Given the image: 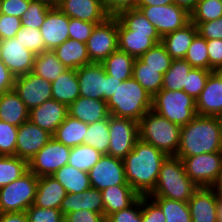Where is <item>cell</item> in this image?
I'll use <instances>...</instances> for the list:
<instances>
[{
	"instance_id": "c3c4849f",
	"label": "cell",
	"mask_w": 222,
	"mask_h": 222,
	"mask_svg": "<svg viewBox=\"0 0 222 222\" xmlns=\"http://www.w3.org/2000/svg\"><path fill=\"white\" fill-rule=\"evenodd\" d=\"M212 72L213 71L211 70L202 68H192L188 74L186 86L183 87V91L192 96L194 99H197V97L201 94V91L204 89L206 81Z\"/></svg>"
},
{
	"instance_id": "db71d44e",
	"label": "cell",
	"mask_w": 222,
	"mask_h": 222,
	"mask_svg": "<svg viewBox=\"0 0 222 222\" xmlns=\"http://www.w3.org/2000/svg\"><path fill=\"white\" fill-rule=\"evenodd\" d=\"M142 222H166L161 208L149 196H142Z\"/></svg>"
},
{
	"instance_id": "1f68e13d",
	"label": "cell",
	"mask_w": 222,
	"mask_h": 222,
	"mask_svg": "<svg viewBox=\"0 0 222 222\" xmlns=\"http://www.w3.org/2000/svg\"><path fill=\"white\" fill-rule=\"evenodd\" d=\"M52 176L64 187L67 194L80 193L91 188L89 174L69 164L61 167Z\"/></svg>"
},
{
	"instance_id": "277c9868",
	"label": "cell",
	"mask_w": 222,
	"mask_h": 222,
	"mask_svg": "<svg viewBox=\"0 0 222 222\" xmlns=\"http://www.w3.org/2000/svg\"><path fill=\"white\" fill-rule=\"evenodd\" d=\"M198 188L186 174L182 160L168 156L161 166L154 189L147 196L188 202Z\"/></svg>"
},
{
	"instance_id": "52a82bcc",
	"label": "cell",
	"mask_w": 222,
	"mask_h": 222,
	"mask_svg": "<svg viewBox=\"0 0 222 222\" xmlns=\"http://www.w3.org/2000/svg\"><path fill=\"white\" fill-rule=\"evenodd\" d=\"M38 177L28 170L19 179L0 188V213L25 212L35 200Z\"/></svg>"
},
{
	"instance_id": "5b68a950",
	"label": "cell",
	"mask_w": 222,
	"mask_h": 222,
	"mask_svg": "<svg viewBox=\"0 0 222 222\" xmlns=\"http://www.w3.org/2000/svg\"><path fill=\"white\" fill-rule=\"evenodd\" d=\"M139 139L152 144L167 156H176L181 127L149 110L138 121Z\"/></svg>"
},
{
	"instance_id": "6f0895ef",
	"label": "cell",
	"mask_w": 222,
	"mask_h": 222,
	"mask_svg": "<svg viewBox=\"0 0 222 222\" xmlns=\"http://www.w3.org/2000/svg\"><path fill=\"white\" fill-rule=\"evenodd\" d=\"M31 0H0V12L8 16L23 18Z\"/></svg>"
},
{
	"instance_id": "cb8c5ba5",
	"label": "cell",
	"mask_w": 222,
	"mask_h": 222,
	"mask_svg": "<svg viewBox=\"0 0 222 222\" xmlns=\"http://www.w3.org/2000/svg\"><path fill=\"white\" fill-rule=\"evenodd\" d=\"M68 115L86 124H92L107 118L110 114L106 101L80 96L68 106Z\"/></svg>"
},
{
	"instance_id": "e7e4bbea",
	"label": "cell",
	"mask_w": 222,
	"mask_h": 222,
	"mask_svg": "<svg viewBox=\"0 0 222 222\" xmlns=\"http://www.w3.org/2000/svg\"><path fill=\"white\" fill-rule=\"evenodd\" d=\"M0 222H28L25 212L0 213Z\"/></svg>"
},
{
	"instance_id": "7bdbcfd3",
	"label": "cell",
	"mask_w": 222,
	"mask_h": 222,
	"mask_svg": "<svg viewBox=\"0 0 222 222\" xmlns=\"http://www.w3.org/2000/svg\"><path fill=\"white\" fill-rule=\"evenodd\" d=\"M184 59L193 67V68H202L209 70V54L207 49L206 40L197 34Z\"/></svg>"
},
{
	"instance_id": "f907efd6",
	"label": "cell",
	"mask_w": 222,
	"mask_h": 222,
	"mask_svg": "<svg viewBox=\"0 0 222 222\" xmlns=\"http://www.w3.org/2000/svg\"><path fill=\"white\" fill-rule=\"evenodd\" d=\"M105 222H142V196L128 208L109 215Z\"/></svg>"
},
{
	"instance_id": "681fc988",
	"label": "cell",
	"mask_w": 222,
	"mask_h": 222,
	"mask_svg": "<svg viewBox=\"0 0 222 222\" xmlns=\"http://www.w3.org/2000/svg\"><path fill=\"white\" fill-rule=\"evenodd\" d=\"M25 213L28 222H64L60 209L42 208L32 204Z\"/></svg>"
},
{
	"instance_id": "e575fe53",
	"label": "cell",
	"mask_w": 222,
	"mask_h": 222,
	"mask_svg": "<svg viewBox=\"0 0 222 222\" xmlns=\"http://www.w3.org/2000/svg\"><path fill=\"white\" fill-rule=\"evenodd\" d=\"M132 77L152 97L162 89L163 74L159 73V69L148 67L140 58L135 59Z\"/></svg>"
},
{
	"instance_id": "d6986e66",
	"label": "cell",
	"mask_w": 222,
	"mask_h": 222,
	"mask_svg": "<svg viewBox=\"0 0 222 222\" xmlns=\"http://www.w3.org/2000/svg\"><path fill=\"white\" fill-rule=\"evenodd\" d=\"M69 20L58 7H51L40 27L45 50H54L69 39Z\"/></svg>"
},
{
	"instance_id": "603a6c76",
	"label": "cell",
	"mask_w": 222,
	"mask_h": 222,
	"mask_svg": "<svg viewBox=\"0 0 222 222\" xmlns=\"http://www.w3.org/2000/svg\"><path fill=\"white\" fill-rule=\"evenodd\" d=\"M118 49L134 58H140L155 44L161 42V37H150V33L133 32L128 30L117 19Z\"/></svg>"
},
{
	"instance_id": "be15d7a7",
	"label": "cell",
	"mask_w": 222,
	"mask_h": 222,
	"mask_svg": "<svg viewBox=\"0 0 222 222\" xmlns=\"http://www.w3.org/2000/svg\"><path fill=\"white\" fill-rule=\"evenodd\" d=\"M15 75L0 60V95L14 89Z\"/></svg>"
},
{
	"instance_id": "484cf974",
	"label": "cell",
	"mask_w": 222,
	"mask_h": 222,
	"mask_svg": "<svg viewBox=\"0 0 222 222\" xmlns=\"http://www.w3.org/2000/svg\"><path fill=\"white\" fill-rule=\"evenodd\" d=\"M67 195L64 187L53 176L38 177V186L33 205L42 208L60 209Z\"/></svg>"
},
{
	"instance_id": "f546056e",
	"label": "cell",
	"mask_w": 222,
	"mask_h": 222,
	"mask_svg": "<svg viewBox=\"0 0 222 222\" xmlns=\"http://www.w3.org/2000/svg\"><path fill=\"white\" fill-rule=\"evenodd\" d=\"M52 99L69 106L80 97L76 70L66 69L51 83Z\"/></svg>"
},
{
	"instance_id": "d6a6232c",
	"label": "cell",
	"mask_w": 222,
	"mask_h": 222,
	"mask_svg": "<svg viewBox=\"0 0 222 222\" xmlns=\"http://www.w3.org/2000/svg\"><path fill=\"white\" fill-rule=\"evenodd\" d=\"M135 59L124 51L117 49L101 62L107 75L125 81L132 78Z\"/></svg>"
},
{
	"instance_id": "94428289",
	"label": "cell",
	"mask_w": 222,
	"mask_h": 222,
	"mask_svg": "<svg viewBox=\"0 0 222 222\" xmlns=\"http://www.w3.org/2000/svg\"><path fill=\"white\" fill-rule=\"evenodd\" d=\"M105 9L110 16H116L119 12L136 8L138 0H103Z\"/></svg>"
},
{
	"instance_id": "680465c9",
	"label": "cell",
	"mask_w": 222,
	"mask_h": 222,
	"mask_svg": "<svg viewBox=\"0 0 222 222\" xmlns=\"http://www.w3.org/2000/svg\"><path fill=\"white\" fill-rule=\"evenodd\" d=\"M209 54V70L222 68V40H206Z\"/></svg>"
},
{
	"instance_id": "5bb4252c",
	"label": "cell",
	"mask_w": 222,
	"mask_h": 222,
	"mask_svg": "<svg viewBox=\"0 0 222 222\" xmlns=\"http://www.w3.org/2000/svg\"><path fill=\"white\" fill-rule=\"evenodd\" d=\"M14 91L29 111L52 99L51 82L32 72L16 77Z\"/></svg>"
},
{
	"instance_id": "ac0fdd59",
	"label": "cell",
	"mask_w": 222,
	"mask_h": 222,
	"mask_svg": "<svg viewBox=\"0 0 222 222\" xmlns=\"http://www.w3.org/2000/svg\"><path fill=\"white\" fill-rule=\"evenodd\" d=\"M57 7L69 18L95 24L110 17L103 0H59Z\"/></svg>"
},
{
	"instance_id": "d4e9b609",
	"label": "cell",
	"mask_w": 222,
	"mask_h": 222,
	"mask_svg": "<svg viewBox=\"0 0 222 222\" xmlns=\"http://www.w3.org/2000/svg\"><path fill=\"white\" fill-rule=\"evenodd\" d=\"M101 194L105 219L114 212L128 208L140 197L130 185H113L101 190Z\"/></svg>"
},
{
	"instance_id": "ab89813d",
	"label": "cell",
	"mask_w": 222,
	"mask_h": 222,
	"mask_svg": "<svg viewBox=\"0 0 222 222\" xmlns=\"http://www.w3.org/2000/svg\"><path fill=\"white\" fill-rule=\"evenodd\" d=\"M28 170L27 160L17 156H0V188L19 179Z\"/></svg>"
},
{
	"instance_id": "4316f807",
	"label": "cell",
	"mask_w": 222,
	"mask_h": 222,
	"mask_svg": "<svg viewBox=\"0 0 222 222\" xmlns=\"http://www.w3.org/2000/svg\"><path fill=\"white\" fill-rule=\"evenodd\" d=\"M197 34L196 25L190 21L182 28L163 36L161 43L173 59H184Z\"/></svg>"
},
{
	"instance_id": "2e32d148",
	"label": "cell",
	"mask_w": 222,
	"mask_h": 222,
	"mask_svg": "<svg viewBox=\"0 0 222 222\" xmlns=\"http://www.w3.org/2000/svg\"><path fill=\"white\" fill-rule=\"evenodd\" d=\"M76 73L81 97L107 101V73L101 63L79 67Z\"/></svg>"
},
{
	"instance_id": "f1b7e54d",
	"label": "cell",
	"mask_w": 222,
	"mask_h": 222,
	"mask_svg": "<svg viewBox=\"0 0 222 222\" xmlns=\"http://www.w3.org/2000/svg\"><path fill=\"white\" fill-rule=\"evenodd\" d=\"M66 69L77 70L92 63L88 56L86 43L68 39L53 50Z\"/></svg>"
},
{
	"instance_id": "f5cc1de1",
	"label": "cell",
	"mask_w": 222,
	"mask_h": 222,
	"mask_svg": "<svg viewBox=\"0 0 222 222\" xmlns=\"http://www.w3.org/2000/svg\"><path fill=\"white\" fill-rule=\"evenodd\" d=\"M81 209L102 214L104 216V204L100 190L89 188L82 192Z\"/></svg>"
},
{
	"instance_id": "91938a15",
	"label": "cell",
	"mask_w": 222,
	"mask_h": 222,
	"mask_svg": "<svg viewBox=\"0 0 222 222\" xmlns=\"http://www.w3.org/2000/svg\"><path fill=\"white\" fill-rule=\"evenodd\" d=\"M64 222H105V218L102 214L81 209L66 214L64 216Z\"/></svg>"
},
{
	"instance_id": "9a60e30c",
	"label": "cell",
	"mask_w": 222,
	"mask_h": 222,
	"mask_svg": "<svg viewBox=\"0 0 222 222\" xmlns=\"http://www.w3.org/2000/svg\"><path fill=\"white\" fill-rule=\"evenodd\" d=\"M35 54L15 37L0 40V60L15 77L32 72Z\"/></svg>"
},
{
	"instance_id": "30bf717a",
	"label": "cell",
	"mask_w": 222,
	"mask_h": 222,
	"mask_svg": "<svg viewBox=\"0 0 222 222\" xmlns=\"http://www.w3.org/2000/svg\"><path fill=\"white\" fill-rule=\"evenodd\" d=\"M91 62L101 63L118 49L117 18L108 17L97 24L86 42Z\"/></svg>"
},
{
	"instance_id": "816d5d0a",
	"label": "cell",
	"mask_w": 222,
	"mask_h": 222,
	"mask_svg": "<svg viewBox=\"0 0 222 222\" xmlns=\"http://www.w3.org/2000/svg\"><path fill=\"white\" fill-rule=\"evenodd\" d=\"M97 24L79 19L70 18L69 20V39L86 43Z\"/></svg>"
},
{
	"instance_id": "34e18365",
	"label": "cell",
	"mask_w": 222,
	"mask_h": 222,
	"mask_svg": "<svg viewBox=\"0 0 222 222\" xmlns=\"http://www.w3.org/2000/svg\"><path fill=\"white\" fill-rule=\"evenodd\" d=\"M215 72L222 78V68H218Z\"/></svg>"
},
{
	"instance_id": "ffe728a7",
	"label": "cell",
	"mask_w": 222,
	"mask_h": 222,
	"mask_svg": "<svg viewBox=\"0 0 222 222\" xmlns=\"http://www.w3.org/2000/svg\"><path fill=\"white\" fill-rule=\"evenodd\" d=\"M67 115L66 104L50 99L29 111V121L53 135Z\"/></svg>"
},
{
	"instance_id": "7a4b0ae2",
	"label": "cell",
	"mask_w": 222,
	"mask_h": 222,
	"mask_svg": "<svg viewBox=\"0 0 222 222\" xmlns=\"http://www.w3.org/2000/svg\"><path fill=\"white\" fill-rule=\"evenodd\" d=\"M222 151L220 123L217 116L197 115L181 127L176 157H192Z\"/></svg>"
},
{
	"instance_id": "83f0119b",
	"label": "cell",
	"mask_w": 222,
	"mask_h": 222,
	"mask_svg": "<svg viewBox=\"0 0 222 222\" xmlns=\"http://www.w3.org/2000/svg\"><path fill=\"white\" fill-rule=\"evenodd\" d=\"M0 120L17 127L29 120V110L14 89L0 95Z\"/></svg>"
},
{
	"instance_id": "9c48e42d",
	"label": "cell",
	"mask_w": 222,
	"mask_h": 222,
	"mask_svg": "<svg viewBox=\"0 0 222 222\" xmlns=\"http://www.w3.org/2000/svg\"><path fill=\"white\" fill-rule=\"evenodd\" d=\"M136 8L156 28L161 38L190 22V14L174 3L164 6H137Z\"/></svg>"
},
{
	"instance_id": "f35d334b",
	"label": "cell",
	"mask_w": 222,
	"mask_h": 222,
	"mask_svg": "<svg viewBox=\"0 0 222 222\" xmlns=\"http://www.w3.org/2000/svg\"><path fill=\"white\" fill-rule=\"evenodd\" d=\"M162 210L166 222H192L187 202L163 197H150Z\"/></svg>"
},
{
	"instance_id": "8992f818",
	"label": "cell",
	"mask_w": 222,
	"mask_h": 222,
	"mask_svg": "<svg viewBox=\"0 0 222 222\" xmlns=\"http://www.w3.org/2000/svg\"><path fill=\"white\" fill-rule=\"evenodd\" d=\"M152 110L180 127L197 116L196 99L183 90H160L152 98Z\"/></svg>"
},
{
	"instance_id": "4fadbf2b",
	"label": "cell",
	"mask_w": 222,
	"mask_h": 222,
	"mask_svg": "<svg viewBox=\"0 0 222 222\" xmlns=\"http://www.w3.org/2000/svg\"><path fill=\"white\" fill-rule=\"evenodd\" d=\"M88 174L91 187L100 191L113 185H129L125 178L123 159L107 154H103Z\"/></svg>"
},
{
	"instance_id": "f6af8a7d",
	"label": "cell",
	"mask_w": 222,
	"mask_h": 222,
	"mask_svg": "<svg viewBox=\"0 0 222 222\" xmlns=\"http://www.w3.org/2000/svg\"><path fill=\"white\" fill-rule=\"evenodd\" d=\"M15 38L19 40L23 46L32 51L35 55L45 51V42L43 40L40 29L21 27L16 33Z\"/></svg>"
},
{
	"instance_id": "7402d4cb",
	"label": "cell",
	"mask_w": 222,
	"mask_h": 222,
	"mask_svg": "<svg viewBox=\"0 0 222 222\" xmlns=\"http://www.w3.org/2000/svg\"><path fill=\"white\" fill-rule=\"evenodd\" d=\"M197 115H222V78L213 71L205 84L201 94L196 99Z\"/></svg>"
},
{
	"instance_id": "a7ac6f4b",
	"label": "cell",
	"mask_w": 222,
	"mask_h": 222,
	"mask_svg": "<svg viewBox=\"0 0 222 222\" xmlns=\"http://www.w3.org/2000/svg\"><path fill=\"white\" fill-rule=\"evenodd\" d=\"M173 4V0H138L137 6H164Z\"/></svg>"
},
{
	"instance_id": "6125c7cd",
	"label": "cell",
	"mask_w": 222,
	"mask_h": 222,
	"mask_svg": "<svg viewBox=\"0 0 222 222\" xmlns=\"http://www.w3.org/2000/svg\"><path fill=\"white\" fill-rule=\"evenodd\" d=\"M82 197V192L67 194L62 200V204L60 206L61 213L65 216L69 212H76L78 210H81Z\"/></svg>"
},
{
	"instance_id": "ee69618b",
	"label": "cell",
	"mask_w": 222,
	"mask_h": 222,
	"mask_svg": "<svg viewBox=\"0 0 222 222\" xmlns=\"http://www.w3.org/2000/svg\"><path fill=\"white\" fill-rule=\"evenodd\" d=\"M140 59L148 65V67L159 69V73L163 75L169 69L173 61V58L168 54L161 42L150 48Z\"/></svg>"
},
{
	"instance_id": "bcb514c9",
	"label": "cell",
	"mask_w": 222,
	"mask_h": 222,
	"mask_svg": "<svg viewBox=\"0 0 222 222\" xmlns=\"http://www.w3.org/2000/svg\"><path fill=\"white\" fill-rule=\"evenodd\" d=\"M50 8L51 6L44 2L31 0L28 10L22 18V27L40 29Z\"/></svg>"
},
{
	"instance_id": "74e56055",
	"label": "cell",
	"mask_w": 222,
	"mask_h": 222,
	"mask_svg": "<svg viewBox=\"0 0 222 222\" xmlns=\"http://www.w3.org/2000/svg\"><path fill=\"white\" fill-rule=\"evenodd\" d=\"M128 30L150 33V37H160L156 28L137 8L126 9L115 16Z\"/></svg>"
},
{
	"instance_id": "003e7915",
	"label": "cell",
	"mask_w": 222,
	"mask_h": 222,
	"mask_svg": "<svg viewBox=\"0 0 222 222\" xmlns=\"http://www.w3.org/2000/svg\"><path fill=\"white\" fill-rule=\"evenodd\" d=\"M121 83H122L121 80H118L112 76L107 75V100L114 94L118 84Z\"/></svg>"
},
{
	"instance_id": "836d02e7",
	"label": "cell",
	"mask_w": 222,
	"mask_h": 222,
	"mask_svg": "<svg viewBox=\"0 0 222 222\" xmlns=\"http://www.w3.org/2000/svg\"><path fill=\"white\" fill-rule=\"evenodd\" d=\"M66 67L58 60L53 50H45L35 55L32 73L49 82L55 81Z\"/></svg>"
},
{
	"instance_id": "b9f144b4",
	"label": "cell",
	"mask_w": 222,
	"mask_h": 222,
	"mask_svg": "<svg viewBox=\"0 0 222 222\" xmlns=\"http://www.w3.org/2000/svg\"><path fill=\"white\" fill-rule=\"evenodd\" d=\"M222 17L221 0H199L190 13L192 23H204Z\"/></svg>"
},
{
	"instance_id": "89a4df30",
	"label": "cell",
	"mask_w": 222,
	"mask_h": 222,
	"mask_svg": "<svg viewBox=\"0 0 222 222\" xmlns=\"http://www.w3.org/2000/svg\"><path fill=\"white\" fill-rule=\"evenodd\" d=\"M217 215L218 222H222V195L217 194Z\"/></svg>"
},
{
	"instance_id": "7dc6e473",
	"label": "cell",
	"mask_w": 222,
	"mask_h": 222,
	"mask_svg": "<svg viewBox=\"0 0 222 222\" xmlns=\"http://www.w3.org/2000/svg\"><path fill=\"white\" fill-rule=\"evenodd\" d=\"M18 127L0 120V156H15Z\"/></svg>"
},
{
	"instance_id": "8c879c8a",
	"label": "cell",
	"mask_w": 222,
	"mask_h": 222,
	"mask_svg": "<svg viewBox=\"0 0 222 222\" xmlns=\"http://www.w3.org/2000/svg\"><path fill=\"white\" fill-rule=\"evenodd\" d=\"M48 4L51 7H57L59 0H37Z\"/></svg>"
},
{
	"instance_id": "2644e50d",
	"label": "cell",
	"mask_w": 222,
	"mask_h": 222,
	"mask_svg": "<svg viewBox=\"0 0 222 222\" xmlns=\"http://www.w3.org/2000/svg\"><path fill=\"white\" fill-rule=\"evenodd\" d=\"M218 195H222V168L220 172V176L216 184L213 186Z\"/></svg>"
},
{
	"instance_id": "753ad0ef",
	"label": "cell",
	"mask_w": 222,
	"mask_h": 222,
	"mask_svg": "<svg viewBox=\"0 0 222 222\" xmlns=\"http://www.w3.org/2000/svg\"><path fill=\"white\" fill-rule=\"evenodd\" d=\"M218 120L220 123V136H221V144H222V115L218 116Z\"/></svg>"
},
{
	"instance_id": "8fae6325",
	"label": "cell",
	"mask_w": 222,
	"mask_h": 222,
	"mask_svg": "<svg viewBox=\"0 0 222 222\" xmlns=\"http://www.w3.org/2000/svg\"><path fill=\"white\" fill-rule=\"evenodd\" d=\"M109 135L107 155L123 159L139 139L138 121L109 115Z\"/></svg>"
},
{
	"instance_id": "11a10c76",
	"label": "cell",
	"mask_w": 222,
	"mask_h": 222,
	"mask_svg": "<svg viewBox=\"0 0 222 222\" xmlns=\"http://www.w3.org/2000/svg\"><path fill=\"white\" fill-rule=\"evenodd\" d=\"M22 27V19L16 16L0 15V40L11 39Z\"/></svg>"
},
{
	"instance_id": "7c38bea8",
	"label": "cell",
	"mask_w": 222,
	"mask_h": 222,
	"mask_svg": "<svg viewBox=\"0 0 222 222\" xmlns=\"http://www.w3.org/2000/svg\"><path fill=\"white\" fill-rule=\"evenodd\" d=\"M71 148L52 138L29 161V170L37 177L52 176L68 164Z\"/></svg>"
},
{
	"instance_id": "ba28073f",
	"label": "cell",
	"mask_w": 222,
	"mask_h": 222,
	"mask_svg": "<svg viewBox=\"0 0 222 222\" xmlns=\"http://www.w3.org/2000/svg\"><path fill=\"white\" fill-rule=\"evenodd\" d=\"M182 160L186 174L198 187H213L222 168V151L203 153Z\"/></svg>"
},
{
	"instance_id": "4dcf8cb0",
	"label": "cell",
	"mask_w": 222,
	"mask_h": 222,
	"mask_svg": "<svg viewBox=\"0 0 222 222\" xmlns=\"http://www.w3.org/2000/svg\"><path fill=\"white\" fill-rule=\"evenodd\" d=\"M87 129L88 124L67 115L64 122L56 129L52 136L58 142L73 148L84 144Z\"/></svg>"
},
{
	"instance_id": "3957f363",
	"label": "cell",
	"mask_w": 222,
	"mask_h": 222,
	"mask_svg": "<svg viewBox=\"0 0 222 222\" xmlns=\"http://www.w3.org/2000/svg\"><path fill=\"white\" fill-rule=\"evenodd\" d=\"M150 95L133 77L118 84L114 94L106 101L110 115L139 121L152 110Z\"/></svg>"
},
{
	"instance_id": "60d3db41",
	"label": "cell",
	"mask_w": 222,
	"mask_h": 222,
	"mask_svg": "<svg viewBox=\"0 0 222 222\" xmlns=\"http://www.w3.org/2000/svg\"><path fill=\"white\" fill-rule=\"evenodd\" d=\"M102 156L92 146L81 144L71 148L68 164L88 173Z\"/></svg>"
},
{
	"instance_id": "e0dca14e",
	"label": "cell",
	"mask_w": 222,
	"mask_h": 222,
	"mask_svg": "<svg viewBox=\"0 0 222 222\" xmlns=\"http://www.w3.org/2000/svg\"><path fill=\"white\" fill-rule=\"evenodd\" d=\"M52 138V134L28 120L18 127L15 156L29 161Z\"/></svg>"
},
{
	"instance_id": "d590c367",
	"label": "cell",
	"mask_w": 222,
	"mask_h": 222,
	"mask_svg": "<svg viewBox=\"0 0 222 222\" xmlns=\"http://www.w3.org/2000/svg\"><path fill=\"white\" fill-rule=\"evenodd\" d=\"M192 66L185 59H173L171 66L163 75L161 90H183Z\"/></svg>"
},
{
	"instance_id": "8d00e7d4",
	"label": "cell",
	"mask_w": 222,
	"mask_h": 222,
	"mask_svg": "<svg viewBox=\"0 0 222 222\" xmlns=\"http://www.w3.org/2000/svg\"><path fill=\"white\" fill-rule=\"evenodd\" d=\"M109 142V116L103 120L88 124L84 144L92 146L102 154H107Z\"/></svg>"
},
{
	"instance_id": "6da1fadb",
	"label": "cell",
	"mask_w": 222,
	"mask_h": 222,
	"mask_svg": "<svg viewBox=\"0 0 222 222\" xmlns=\"http://www.w3.org/2000/svg\"><path fill=\"white\" fill-rule=\"evenodd\" d=\"M167 157L152 144L138 139L133 150L123 158L126 182L140 196H147L154 189Z\"/></svg>"
},
{
	"instance_id": "44dd1931",
	"label": "cell",
	"mask_w": 222,
	"mask_h": 222,
	"mask_svg": "<svg viewBox=\"0 0 222 222\" xmlns=\"http://www.w3.org/2000/svg\"><path fill=\"white\" fill-rule=\"evenodd\" d=\"M187 203L192 222H218L217 192L213 187H199Z\"/></svg>"
},
{
	"instance_id": "9f6ffc18",
	"label": "cell",
	"mask_w": 222,
	"mask_h": 222,
	"mask_svg": "<svg viewBox=\"0 0 222 222\" xmlns=\"http://www.w3.org/2000/svg\"><path fill=\"white\" fill-rule=\"evenodd\" d=\"M197 27V33L205 40H222V17L204 23H193Z\"/></svg>"
},
{
	"instance_id": "03108f58",
	"label": "cell",
	"mask_w": 222,
	"mask_h": 222,
	"mask_svg": "<svg viewBox=\"0 0 222 222\" xmlns=\"http://www.w3.org/2000/svg\"><path fill=\"white\" fill-rule=\"evenodd\" d=\"M199 0H173V3L186 10L189 14L194 10Z\"/></svg>"
}]
</instances>
